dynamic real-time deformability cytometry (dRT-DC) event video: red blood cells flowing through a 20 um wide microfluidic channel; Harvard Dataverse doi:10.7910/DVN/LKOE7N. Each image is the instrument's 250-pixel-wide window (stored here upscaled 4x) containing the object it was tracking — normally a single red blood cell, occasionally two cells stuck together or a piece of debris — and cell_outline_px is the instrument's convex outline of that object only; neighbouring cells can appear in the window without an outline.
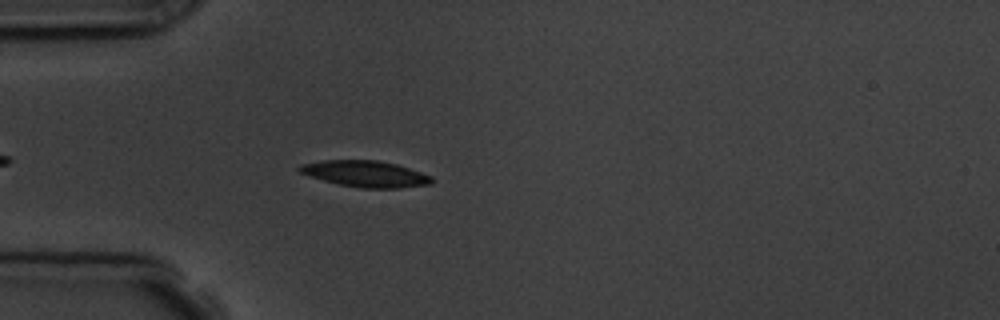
{"species": "common noctule bat (a hibernating species)", "species_latin": "Nyctalus noctula", "temperature_condition": "room temperature", "stored_images_in_passage": 4, "camera_frame_rate_fps": 3000, "um_per_image_px": 0.085, "animal": {"sex": "male", "body_mass_g": 19.5, "forearm_length_mm": 54.6}, "frame": {"image": 1, "passage_image": 4, "time_ms": 3.333, "image_size_px": [1000, 320], "cell_outline_px": [[432, 184], [400, 188], [360, 188], [340, 184], [324, 180], [300, 172], [296, 168], [300, 164], [320, 160], [376, 160], [396, 164], [432, 176]], "centroid_in_image_um": [31.06, 14.77], "position_along_channel_um": 53.9, "area_um2": 20.11}}